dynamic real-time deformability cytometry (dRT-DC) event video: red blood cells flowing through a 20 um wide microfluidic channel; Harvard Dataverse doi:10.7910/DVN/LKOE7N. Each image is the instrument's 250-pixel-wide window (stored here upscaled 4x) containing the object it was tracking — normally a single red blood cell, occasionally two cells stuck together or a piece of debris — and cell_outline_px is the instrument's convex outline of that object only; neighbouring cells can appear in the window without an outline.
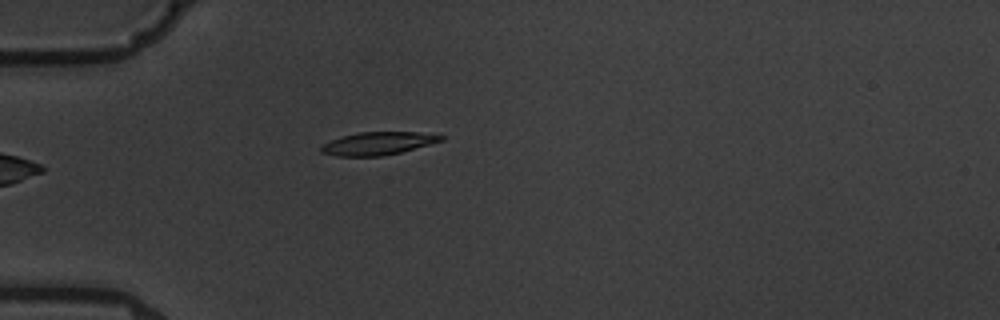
{"species": "common noctule bat (a hibernating species)", "species_latin": "Nyctalus noctula", "temperature_condition": "warm", "stored_images_in_passage": 2, "camera_frame_rate_fps": 3000, "um_per_image_px": 0.085, "animal": {"sex": "male", "body_mass_g": 19.5, "forearm_length_mm": 54.6}, "frame": {"image": 1, "passage_image": 1, "time_ms": 0.0, "image_size_px": [1000, 320], "cell_outline_px": [[444, 140], [400, 152], [380, 156], [336, 156], [320, 152], [320, 148], [324, 144], [332, 140], [356, 132], [416, 132], [444, 136]], "centroid_in_image_um": [32.1, 12.19], "position_along_channel_um": 52.9, "area_um2": 15.72}}